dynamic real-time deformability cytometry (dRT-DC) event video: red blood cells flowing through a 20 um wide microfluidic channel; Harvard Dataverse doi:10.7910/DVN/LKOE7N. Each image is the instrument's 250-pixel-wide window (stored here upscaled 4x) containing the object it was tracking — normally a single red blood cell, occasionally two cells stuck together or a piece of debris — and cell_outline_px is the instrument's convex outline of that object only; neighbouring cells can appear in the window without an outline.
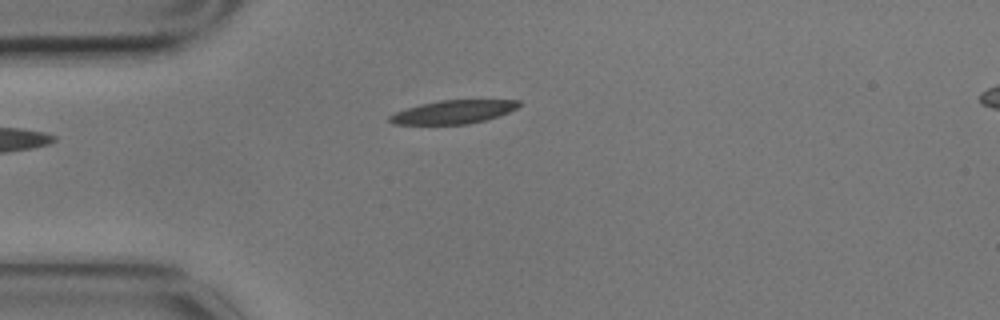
{"species": "common noctule bat (a hibernating species)", "species_latin": "Nyctalus noctula", "temperature_condition": "cold", "stored_images_in_passage": 4, "camera_frame_rate_fps": 3000, "um_per_image_px": 0.085, "animal": {"sex": "male", "body_mass_g": 17.9}, "frame": {"image": 1, "passage_image": 4, "time_ms": 1.0, "image_size_px": [1000, 320], "cell_outline_px": [[520, 104], [516, 108], [508, 112], [484, 120], [468, 124], [392, 124], [388, 120], [388, 116], [396, 112], [420, 104], [440, 100], [520, 100]], "centroid_in_image_um": [38.5, 9.51], "position_along_channel_um": 46.5, "area_um2": 17.4}}